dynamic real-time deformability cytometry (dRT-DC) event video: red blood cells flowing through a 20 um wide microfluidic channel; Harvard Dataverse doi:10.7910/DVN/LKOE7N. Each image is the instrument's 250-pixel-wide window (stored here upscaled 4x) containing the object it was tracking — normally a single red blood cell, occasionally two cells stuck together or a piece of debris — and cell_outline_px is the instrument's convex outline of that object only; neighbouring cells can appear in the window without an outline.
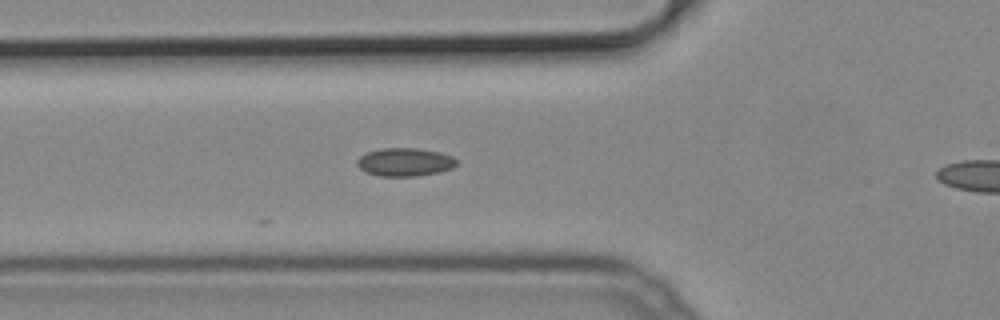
{"species": "common noctule bat (a hibernating species)", "species_latin": "Nyctalus noctula", "temperature_condition": "cold", "stored_images_in_passage": 3, "camera_frame_rate_fps": 3000, "um_per_image_px": 0.085, "animal": {"sex": "male", "body_mass_g": 19.2, "forearm_length_mm": 51.8}, "frame": {"image": 1, "passage_image": 3, "time_ms": 0.667, "image_size_px": [1000, 320], "cell_outline_px": [[456, 164], [452, 168], [440, 172], [416, 176], [380, 176], [364, 172], [356, 164], [356, 160], [360, 156], [368, 152], [380, 148], [416, 148], [440, 152], [452, 156], [456, 160]], "centroid_in_image_um": [34.39, 13.78], "position_along_channel_um": 91.4, "area_um2": 16.42}}